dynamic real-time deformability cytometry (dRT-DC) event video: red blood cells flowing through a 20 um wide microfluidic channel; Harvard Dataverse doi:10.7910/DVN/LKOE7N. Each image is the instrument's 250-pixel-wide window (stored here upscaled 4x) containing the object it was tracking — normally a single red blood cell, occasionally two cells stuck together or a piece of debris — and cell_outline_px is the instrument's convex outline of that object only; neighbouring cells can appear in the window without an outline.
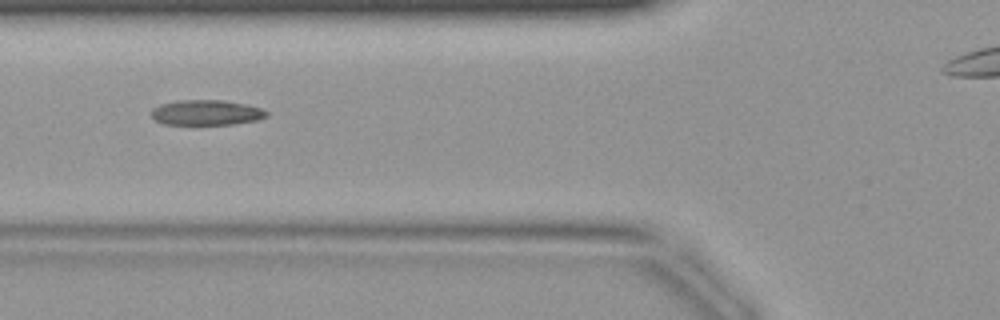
{"species": "common noctule bat (a hibernating species)", "species_latin": "Nyctalus noctula", "temperature_condition": "warm", "stored_images_in_passage": 27, "camera_frame_rate_fps": 3000, "um_per_image_px": 0.085, "animal": {"sex": "female", "body_mass_g": 19.9}, "frame": {"image": 1, "passage_image": 5, "time_ms": 1.333, "image_size_px": [1000, 320], "cell_outline_px": [[268, 116], [260, 120], [232, 124], [192, 128], [164, 124], [156, 120], [152, 116], [152, 108], [160, 104], [176, 100], [220, 100], [244, 104], [260, 108], [268, 112]], "centroid_in_image_um": [17.5, 9.63], "position_along_channel_um": 108.3, "area_um2": 17.86}}